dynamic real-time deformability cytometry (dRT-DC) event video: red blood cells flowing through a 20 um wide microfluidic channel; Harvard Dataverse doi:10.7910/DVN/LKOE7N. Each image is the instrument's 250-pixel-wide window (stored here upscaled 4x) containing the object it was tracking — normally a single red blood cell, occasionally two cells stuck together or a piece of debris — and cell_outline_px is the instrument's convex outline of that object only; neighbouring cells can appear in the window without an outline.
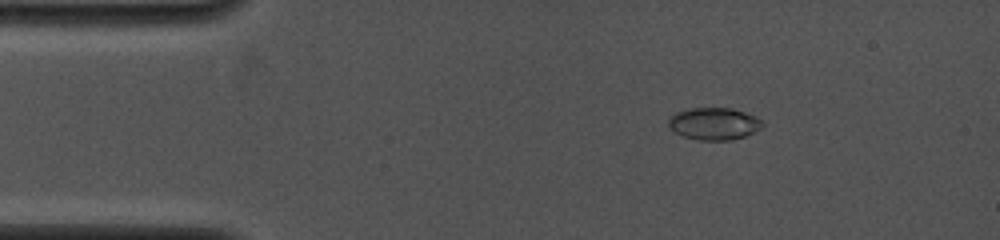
{"species": "common noctule bat (a hibernating species)", "species_latin": "Nyctalus noctula", "temperature_condition": "cold", "stored_images_in_passage": 31, "camera_frame_rate_fps": 4000, "um_per_image_px": 0.085, "animal": {"sex": "female", "body_mass_g": 19.0, "forearm_length_mm": 53.3}, "frame": {"image": 1, "passage_image": 4, "time_ms": 2.25, "image_size_px": [1000, 240], "cell_outline_px": [[764, 124], [760, 128], [744, 136], [732, 140], [700, 140], [684, 136], [676, 132], [668, 124], [668, 120], [676, 112], [688, 108], [732, 108], [756, 116], [764, 120]], "centroid_in_image_um": [60.72, 10.5], "position_along_channel_um": 24.3, "area_um2": 17.51}}
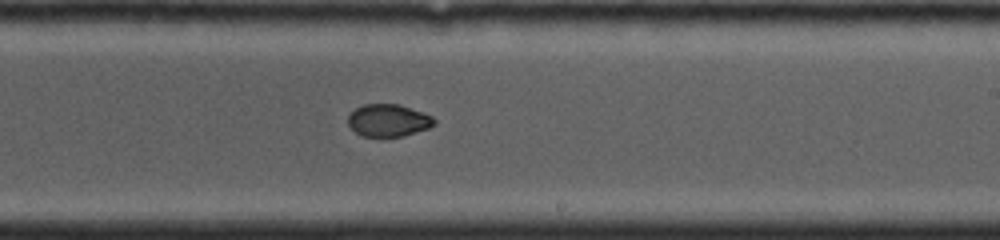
{"frame": {"image": 2, "passage_image": 20, "time_ms": 9.25, "image_size_px": [1000, 240], "cell_outline_px": [[436, 124], [428, 128], [404, 136], [380, 140], [360, 136], [348, 124], [348, 116], [356, 108], [364, 104], [400, 104], [432, 116], [436, 120]], "centroid_in_image_um": [33.0, 10.28], "position_along_channel_um": 256.0, "area_um2": 16.82}}
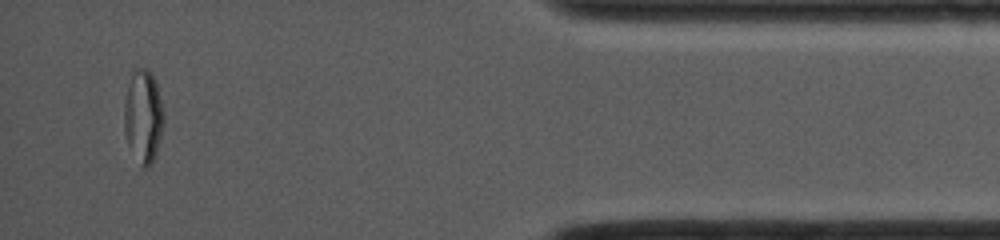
{"frame": {"image": 3, "passage_image": 31, "time_ms": 14.25, "image_size_px": [1000, 240], "cell_outline_px": [[164, 120], [156, 152], [152, 164], [148, 168], [144, 168], [140, 164], [128, 144], [124, 132], [124, 100], [128, 84], [132, 72], [140, 68], [144, 68], [152, 76], [156, 84], [164, 112]], "centroid_in_image_um": [12.16, 9.91], "position_along_channel_um": 423.0, "area_um2": 21.15}, "authors_computed_cell_mechanics": {"area_um2": 17.6868, "velocity_mm_per_s": 4.1699, "shape_relaxation_time_tau1_ms": null, "shape_relaxation_time_tau2_ms": 1.0549, "deformation_change_tau1": null, "deformation_change_tau2": 0.0326}}